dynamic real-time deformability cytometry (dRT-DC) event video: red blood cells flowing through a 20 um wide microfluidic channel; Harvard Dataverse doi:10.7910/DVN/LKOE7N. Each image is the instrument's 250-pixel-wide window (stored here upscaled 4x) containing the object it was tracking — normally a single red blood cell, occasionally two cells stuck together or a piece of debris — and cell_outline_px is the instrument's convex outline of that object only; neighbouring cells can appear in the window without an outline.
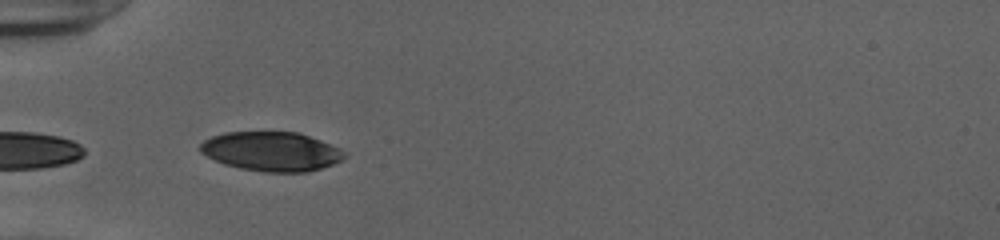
{"species": "human", "species_latin": "Homo sapiens", "temperature_condition": "cold", "stored_images_in_passage": 24, "camera_frame_rate_fps": 3000, "um_per_image_px": 0.085, "donor": {"sex": "female"}, "frame": {"image": 1, "passage_image": 1, "time_ms": 0.0, "image_size_px": [1000, 240], "cell_outline_px": [[344, 156], [340, 160], [332, 164], [308, 172], [264, 172], [240, 168], [224, 164], [200, 152], [200, 144], [204, 140], [212, 136], [224, 132], [300, 132], [340, 148], [344, 152]], "centroid_in_image_um": [23.05, 12.86], "position_along_channel_um": 61.9, "area_um2": 32.83}}